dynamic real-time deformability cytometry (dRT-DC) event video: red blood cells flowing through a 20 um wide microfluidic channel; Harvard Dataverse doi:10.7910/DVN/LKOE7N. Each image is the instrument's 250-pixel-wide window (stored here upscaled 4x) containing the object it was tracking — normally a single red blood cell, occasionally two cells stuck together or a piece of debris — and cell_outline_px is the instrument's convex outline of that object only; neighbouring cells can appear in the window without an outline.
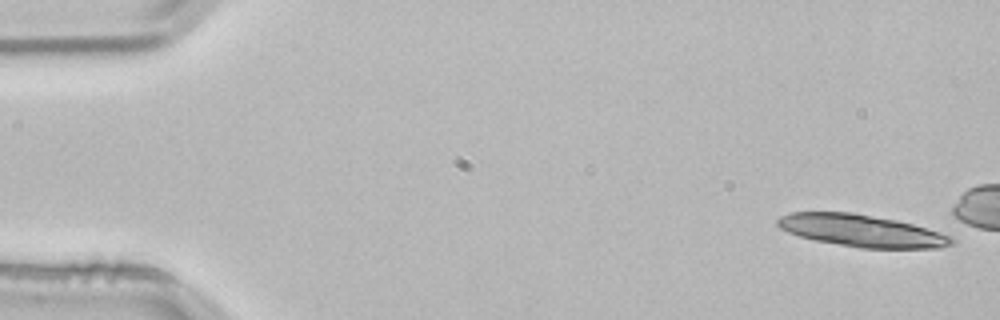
{"species": "common noctule bat (a hibernating species)", "species_latin": "Nyctalus noctula", "temperature_condition": "room temperature", "stored_images_in_passage": 4, "camera_frame_rate_fps": 3000, "um_per_image_px": 0.085, "animal": {"sex": "male", "body_mass_g": 21.5, "forearm_length_mm": 52.0}, "frame": {"image": 1, "passage_image": 1, "time_ms": 0.0, "image_size_px": [1000, 320], "cell_outline_px": [[956, 240], [952, 244], [940, 248], [860, 248], [816, 240], [800, 236], [788, 232], [780, 228], [776, 224], [776, 220], [780, 216], [792, 212], [852, 212], [896, 220], [912, 224], [940, 232], [952, 236]], "centroid_in_image_um": [73.25, 19.61], "position_along_channel_um": 11.8, "area_um2": 32.48}}